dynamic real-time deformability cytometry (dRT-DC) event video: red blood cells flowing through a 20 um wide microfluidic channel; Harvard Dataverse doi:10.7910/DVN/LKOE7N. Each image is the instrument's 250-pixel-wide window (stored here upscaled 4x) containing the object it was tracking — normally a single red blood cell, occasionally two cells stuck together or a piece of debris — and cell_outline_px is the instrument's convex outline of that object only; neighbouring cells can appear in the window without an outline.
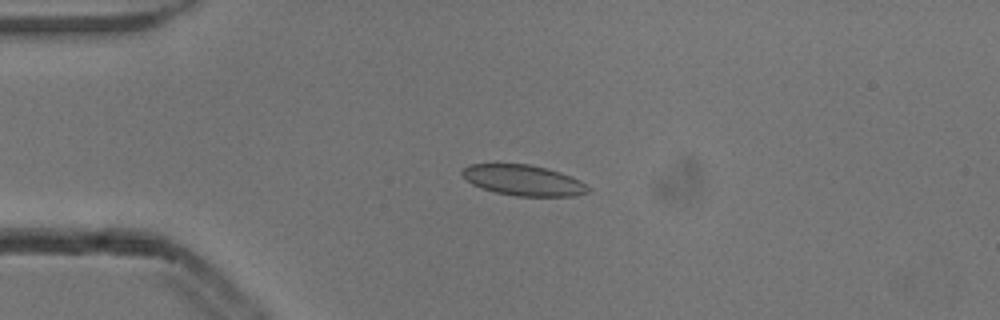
{"species": "common noctule bat (a hibernating species)", "species_latin": "Nyctalus noctula", "temperature_condition": "cold", "stored_images_in_passage": 3, "camera_frame_rate_fps": 3000, "um_per_image_px": 0.085, "animal": {"sex": "male", "body_mass_g": 13.3}, "frame": {"image": 1, "passage_image": 3, "time_ms": 0.667, "image_size_px": [1000, 320], "cell_outline_px": [[588, 192], [576, 196], [516, 196], [496, 192], [480, 188], [472, 184], [460, 172], [468, 164], [528, 164], [560, 172], [572, 176], [580, 180], [588, 188]], "centroid_in_image_um": [44.47, 15.32], "position_along_channel_um": 40.5, "area_um2": 22.31}}